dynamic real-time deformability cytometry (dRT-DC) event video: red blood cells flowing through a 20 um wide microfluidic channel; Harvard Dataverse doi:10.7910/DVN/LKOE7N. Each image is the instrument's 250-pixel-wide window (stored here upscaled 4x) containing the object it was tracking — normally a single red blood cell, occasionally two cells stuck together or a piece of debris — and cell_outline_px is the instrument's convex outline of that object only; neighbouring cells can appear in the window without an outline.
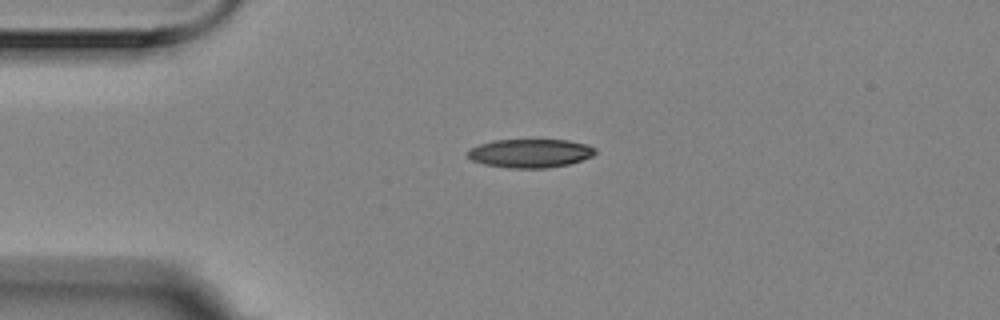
{"species": "Egyptian fruit bat (a non-hibernating species)", "species_latin": "Rousettus aegyptiacus", "temperature_condition": "room temperature", "stored_images_in_passage": 5, "camera_frame_rate_fps": 3000, "um_per_image_px": 0.085, "animal": {"sex": "female"}, "frame": {"image": 1, "passage_image": 3, "time_ms": 0.667, "image_size_px": [1000, 320], "cell_outline_px": [[596, 152], [592, 156], [568, 164], [548, 168], [508, 168], [484, 164], [472, 160], [468, 156], [468, 152], [472, 148], [480, 144], [496, 140], [568, 140], [588, 144], [596, 148]], "centroid_in_image_um": [45.1, 13.03], "position_along_channel_um": 39.9, "area_um2": 21.15}}
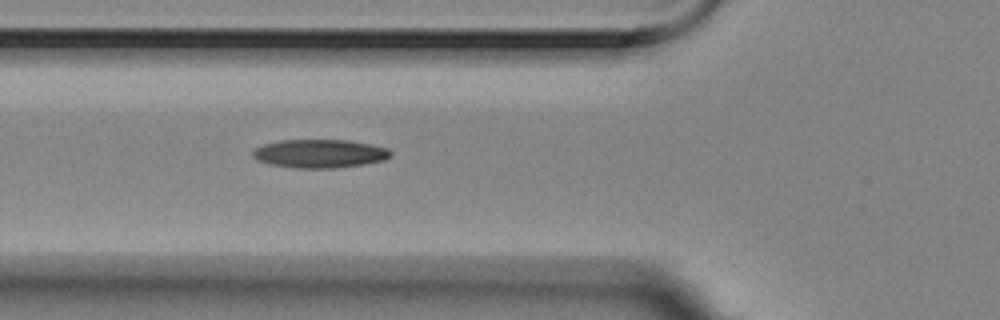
{"frame": {"image": 2, "passage_image": 5, "time_ms": 1.333, "image_size_px": [1000, 320], "cell_outline_px": [[392, 156], [384, 160], [360, 164], [332, 168], [296, 168], [268, 164], [256, 160], [252, 156], [252, 152], [256, 148], [264, 144], [280, 140], [348, 140], [372, 144], [388, 148], [392, 152]], "centroid_in_image_um": [27.16, 13.05], "position_along_channel_um": 98.6, "area_um2": 22.89}}